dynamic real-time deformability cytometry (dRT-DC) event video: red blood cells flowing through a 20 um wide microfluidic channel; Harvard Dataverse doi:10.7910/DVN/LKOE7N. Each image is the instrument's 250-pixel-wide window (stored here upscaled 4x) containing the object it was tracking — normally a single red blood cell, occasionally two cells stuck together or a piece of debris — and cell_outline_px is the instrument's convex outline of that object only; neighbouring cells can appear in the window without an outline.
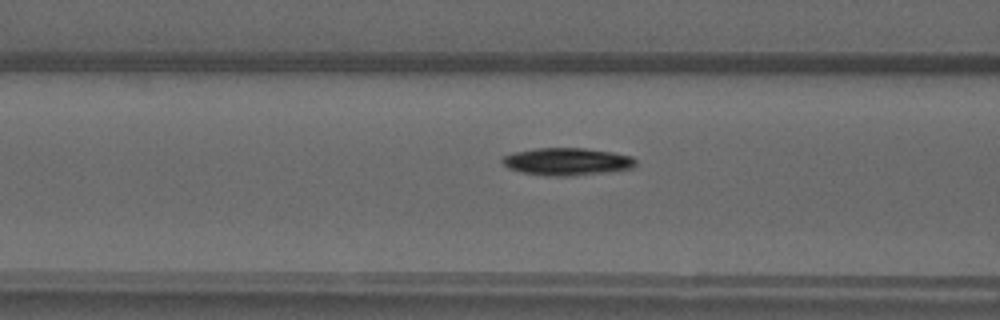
{"species": "common noctule bat (a hibernating species)", "species_latin": "Nyctalus noctula", "temperature_condition": "warm", "stored_images_in_passage": 35, "camera_frame_rate_fps": 3000, "um_per_image_px": 0.085, "animal": {"sex": "male", "forearm_length_mm": 52.5}, "frame": {"image": 1, "passage_image": 7, "time_ms": 2.0, "image_size_px": [1000, 320], "cell_outline_px": [[636, 164], [632, 168], [604, 172], [572, 176], [544, 176], [520, 172], [508, 168], [500, 160], [504, 156], [512, 152], [536, 148], [584, 148], [612, 152], [632, 156], [636, 160]], "centroid_in_image_um": [48.16, 13.73], "position_along_channel_um": 118.4, "area_um2": 21.44}}
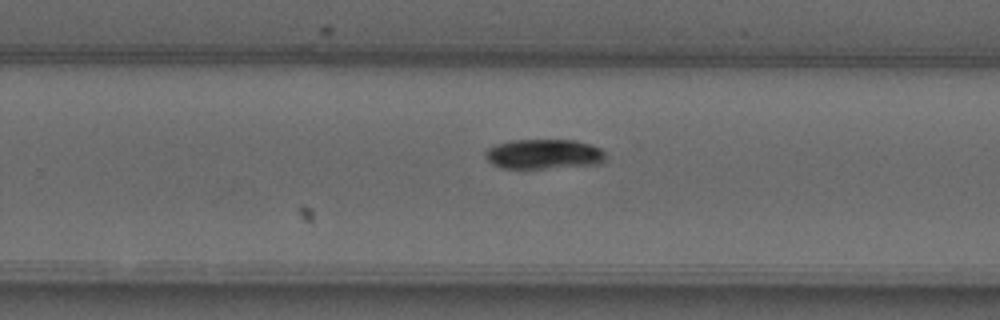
{"frame": {"image": 2, "passage_image": 19, "time_ms": 6.0, "image_size_px": [1000, 320], "cell_outline_px": [[608, 156], [600, 164], [544, 168], [500, 168], [492, 164], [484, 156], [484, 152], [488, 148], [496, 144], [512, 140], [576, 140], [592, 144], [600, 148]], "centroid_in_image_um": [46.23, 13.09], "position_along_channel_um": 283.6, "area_um2": 21.1}}
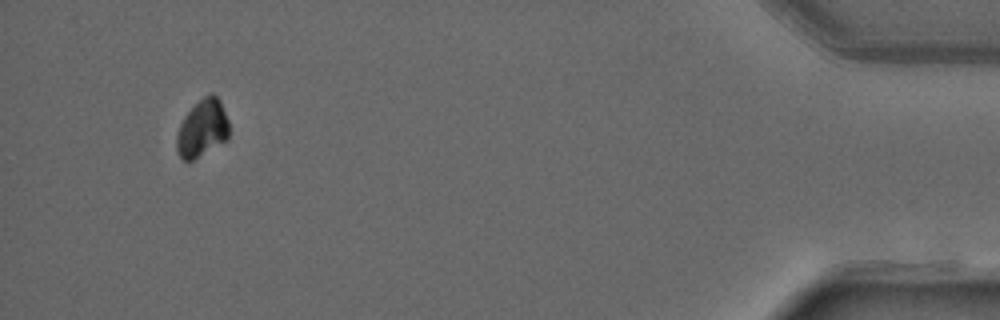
{"frame": {"image": 3, "passage_image": 34, "time_ms": 11.0, "image_size_px": [1000, 320], "cell_outline_px": [[228, 140], [192, 160], [184, 160], [176, 152], [176, 136], [180, 124], [184, 116], [204, 96], [212, 92], [220, 100], [228, 120]], "centroid_in_image_um": [17.19, 10.92], "position_along_channel_um": 418.0, "area_um2": 17.4}}